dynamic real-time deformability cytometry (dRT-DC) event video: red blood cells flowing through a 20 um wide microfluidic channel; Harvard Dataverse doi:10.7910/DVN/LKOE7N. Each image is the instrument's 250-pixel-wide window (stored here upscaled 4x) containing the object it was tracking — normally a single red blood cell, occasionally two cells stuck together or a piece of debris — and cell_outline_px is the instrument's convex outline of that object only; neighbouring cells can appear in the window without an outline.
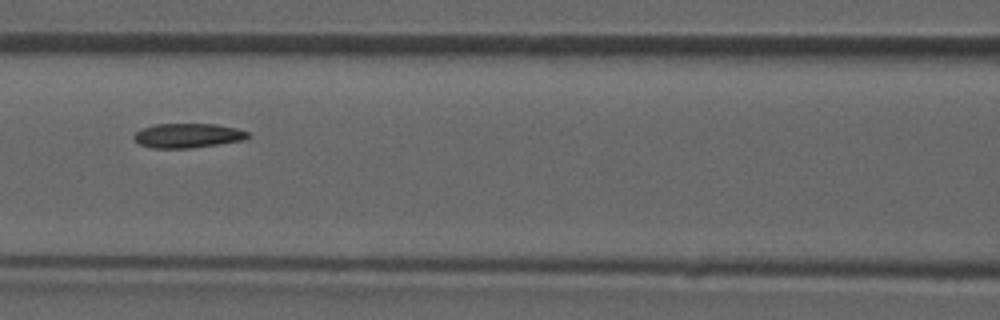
{"species": "common noctule bat (a hibernating species)", "species_latin": "Nyctalus noctula", "temperature_condition": "room temperature", "stored_images_in_passage": 7, "camera_frame_rate_fps": 3000, "um_per_image_px": 0.085, "animal": {"sex": "male", "forearm_length_mm": 52.5}, "frame": {"image": 1, "passage_image": 7, "time_ms": 7.667, "image_size_px": [1000, 320], "cell_outline_px": [[252, 136], [244, 140], [220, 144], [192, 148], [152, 148], [140, 144], [132, 136], [140, 128], [156, 124], [216, 124], [236, 128], [248, 132]], "centroid_in_image_um": [15.98, 11.52], "position_along_channel_um": 150.6, "area_um2": 16.36}}